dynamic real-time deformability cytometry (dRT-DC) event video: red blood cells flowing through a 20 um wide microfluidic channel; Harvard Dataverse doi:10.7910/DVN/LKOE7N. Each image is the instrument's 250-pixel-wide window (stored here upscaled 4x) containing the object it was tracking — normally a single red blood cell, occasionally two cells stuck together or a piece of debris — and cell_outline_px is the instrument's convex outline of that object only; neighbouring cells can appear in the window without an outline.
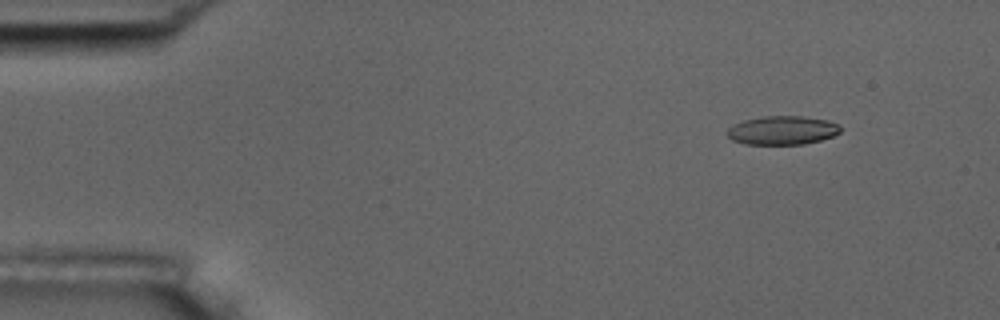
{"species": "common noctule bat (a hibernating species)", "species_latin": "Nyctalus noctula", "temperature_condition": "room temperature", "stored_images_in_passage": 4, "camera_frame_rate_fps": 3000, "um_per_image_px": 0.085, "animal": {"sex": "male", "body_mass_g": 17.5, "forearm_length_mm": 52.3}, "frame": {"image": 1, "passage_image": 1, "time_ms": 0.0, "image_size_px": [1000, 320], "cell_outline_px": [[840, 132], [832, 136], [820, 140], [804, 144], [744, 144], [732, 140], [728, 136], [728, 128], [744, 120], [764, 116], [800, 116], [828, 120], [840, 124]], "centroid_in_image_um": [66.52, 11.08], "position_along_channel_um": 18.5, "area_um2": 18.84}}
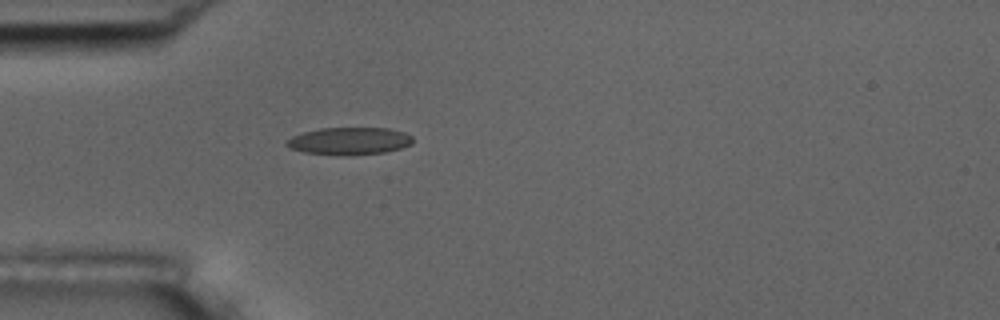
{"frame": {"image": 2, "passage_image": 4, "time_ms": 3.333, "image_size_px": [1000, 320], "cell_outline_px": [[412, 144], [400, 148], [384, 152], [348, 156], [340, 156], [304, 152], [288, 148], [284, 144], [284, 140], [292, 136], [304, 132], [320, 128], [388, 128], [404, 132], [412, 136]], "centroid_in_image_um": [29.64, 11.99], "position_along_channel_um": 55.4, "area_um2": 20.4}}